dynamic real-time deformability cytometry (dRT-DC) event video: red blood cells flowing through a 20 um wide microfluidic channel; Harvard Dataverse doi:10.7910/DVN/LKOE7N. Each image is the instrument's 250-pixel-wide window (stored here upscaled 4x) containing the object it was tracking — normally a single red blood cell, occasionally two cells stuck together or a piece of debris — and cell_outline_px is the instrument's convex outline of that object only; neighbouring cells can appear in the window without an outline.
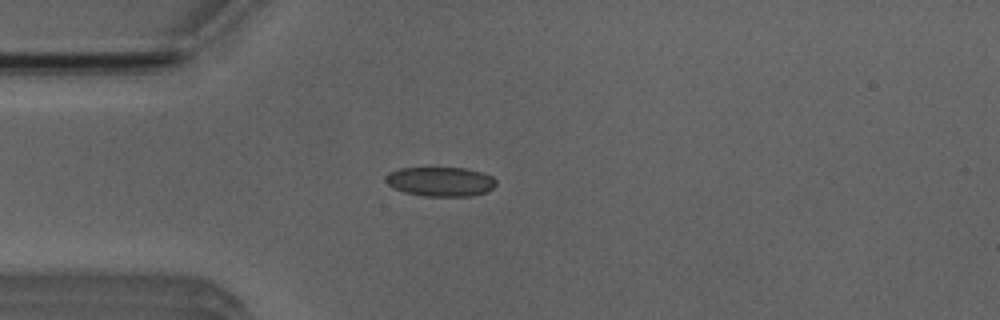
{"species": "Egyptian fruit bat (a non-hibernating species)", "species_latin": "Rousettus aegyptiacus", "temperature_condition": "room temperature", "stored_images_in_passage": 52, "camera_frame_rate_fps": 3000, "um_per_image_px": 0.085, "animal": {"sex": "male"}, "frame": {"image": 1, "passage_image": 14, "time_ms": 4.333, "image_size_px": [1000, 320], "cell_outline_px": [[496, 184], [492, 188], [484, 192], [472, 196], [424, 196], [404, 192], [392, 188], [384, 180], [384, 176], [400, 168], [464, 168], [480, 172], [492, 176], [496, 180]], "centroid_in_image_um": [37.41, 15.44], "position_along_channel_um": 47.6, "area_um2": 18.84}}
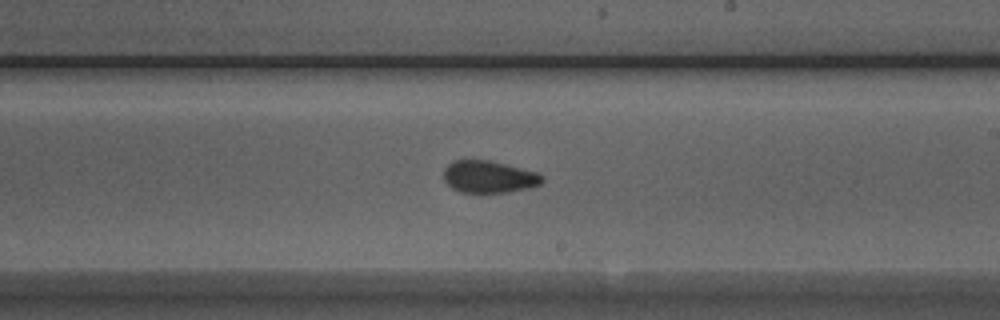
{"frame": {"image": 2, "passage_image": 30, "time_ms": 9.667, "image_size_px": [1000, 320], "cell_outline_px": [[544, 180], [540, 184], [532, 188], [508, 192], [460, 192], [452, 188], [444, 180], [444, 168], [448, 164], [456, 160], [488, 160], [536, 172], [544, 176]], "centroid_in_image_um": [41.57, 15.04], "position_along_channel_um": 247.4, "area_um2": 18.38}}
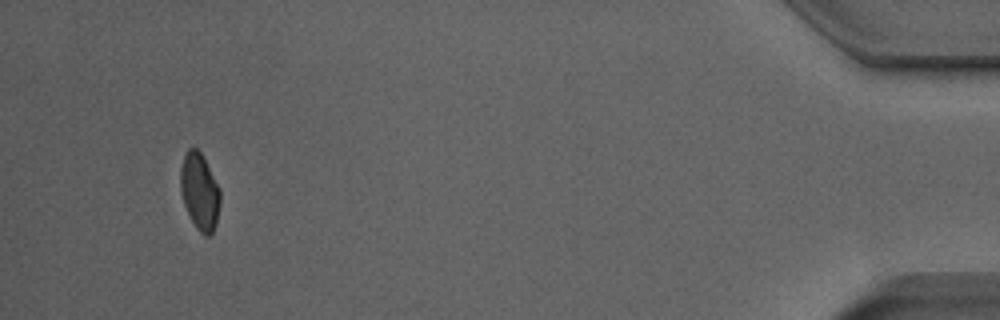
{"frame": {"image": 3, "passage_image": 49, "time_ms": 16.0, "image_size_px": [1000, 320], "cell_outline_px": [[220, 204], [216, 224], [212, 232], [208, 236], [204, 236], [196, 228], [184, 204], [180, 188], [180, 168], [184, 156], [188, 148], [196, 148], [200, 152], [220, 188]], "centroid_in_image_um": [16.97, 16.29], "position_along_channel_um": 418.2, "area_um2": 17.63}, "authors_computed_cell_mechanics": {"area_um2": 18.6694, "velocity_mm_per_s": 3.9697, "shape_relaxation_time_tau1_ms": 9.2563, "shape_relaxation_time_tau2_ms": 1.4342, "deformation_change_tau1": 0.1891, "deformation_change_tau2": 0.0577}}